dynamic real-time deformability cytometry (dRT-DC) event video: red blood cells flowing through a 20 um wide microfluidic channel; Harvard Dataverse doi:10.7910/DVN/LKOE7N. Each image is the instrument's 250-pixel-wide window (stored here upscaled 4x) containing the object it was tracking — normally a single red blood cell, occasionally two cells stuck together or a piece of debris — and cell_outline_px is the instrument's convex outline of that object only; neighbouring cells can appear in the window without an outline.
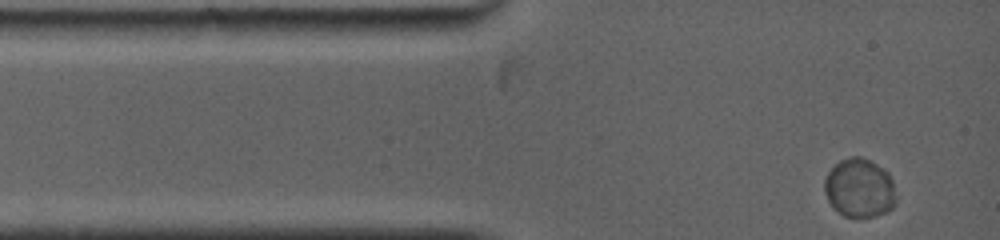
{"species": "common noctule bat (a hibernating species)", "species_latin": "Nyctalus noctula", "temperature_condition": "warm", "stored_images_in_passage": 14, "camera_frame_rate_fps": 5000, "um_per_image_px": 0.085, "animal": {"sex": "female", "body_mass_g": 19.0, "forearm_length_mm": 53.3}, "frame": {"image": 1, "passage_image": 1, "time_ms": 0.0, "image_size_px": [1000, 240], "cell_outline_px": [[896, 204], [892, 208], [876, 216], [844, 216], [828, 200], [824, 192], [824, 180], [828, 172], [840, 160], [852, 156], [860, 156], [876, 164], [888, 172], [892, 180], [896, 196]], "centroid_in_image_um": [73.07, 15.97], "position_along_channel_um": 11.9, "area_um2": 24.33}}
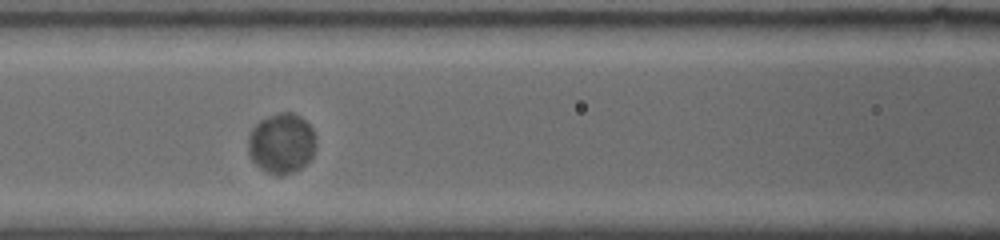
{"frame": {"image": 2, "passage_image": 7, "time_ms": 4.4, "image_size_px": [1000, 240], "cell_outline_px": [[316, 148], [312, 156], [300, 168], [292, 172], [280, 176], [268, 172], [260, 168], [252, 160], [248, 152], [248, 132], [260, 120], [280, 112], [292, 112], [300, 116], [312, 128], [316, 144]], "centroid_in_image_um": [23.91, 12.18], "position_along_channel_um": 142.7, "area_um2": 23.76}}
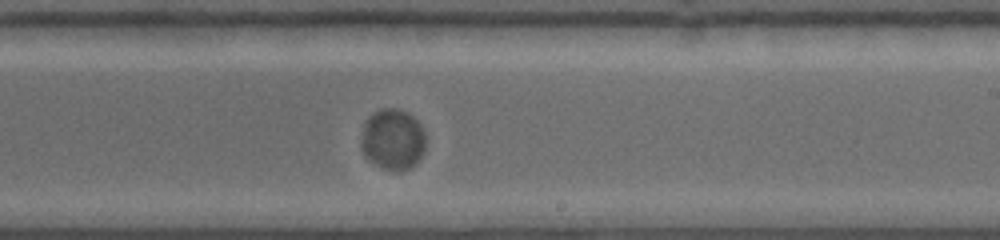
{"frame": {"image": 3, "passage_image": 14, "time_ms": 7.4, "image_size_px": [1000, 240], "cell_outline_px": [[424, 152], [420, 160], [416, 164], [400, 172], [384, 168], [376, 164], [364, 156], [360, 148], [360, 144], [364, 120], [368, 116], [380, 108], [396, 108], [408, 112], [420, 124], [424, 132]], "centroid_in_image_um": [33.36, 11.84], "position_along_channel_um": 255.6, "area_um2": 23.24}}